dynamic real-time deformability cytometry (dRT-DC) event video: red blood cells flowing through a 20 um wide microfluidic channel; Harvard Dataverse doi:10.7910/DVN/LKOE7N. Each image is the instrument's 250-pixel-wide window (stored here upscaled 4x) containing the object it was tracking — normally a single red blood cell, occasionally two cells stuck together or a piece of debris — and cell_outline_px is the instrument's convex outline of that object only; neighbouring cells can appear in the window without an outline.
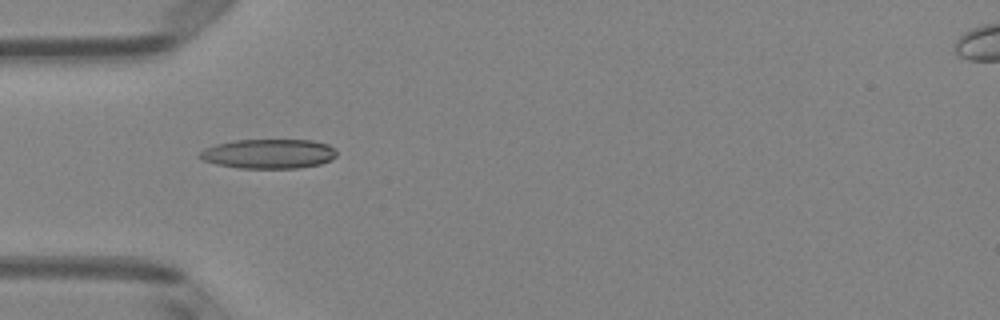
{"species": "Egyptian fruit bat (a non-hibernating species)", "species_latin": "Rousettus aegyptiacus", "temperature_condition": "room temperature", "stored_images_in_passage": 37, "camera_frame_rate_fps": 3000, "um_per_image_px": 0.085, "animal": {"sex": "female"}, "frame": {"image": 1, "passage_image": 3, "time_ms": 0.667, "image_size_px": [1000, 320], "cell_outline_px": [[336, 156], [320, 164], [300, 168], [240, 168], [216, 164], [204, 160], [196, 156], [204, 148], [216, 144], [236, 140], [312, 140], [328, 144], [336, 148]], "centroid_in_image_um": [22.83, 13.07], "position_along_channel_um": 62.2, "area_um2": 23.58}}
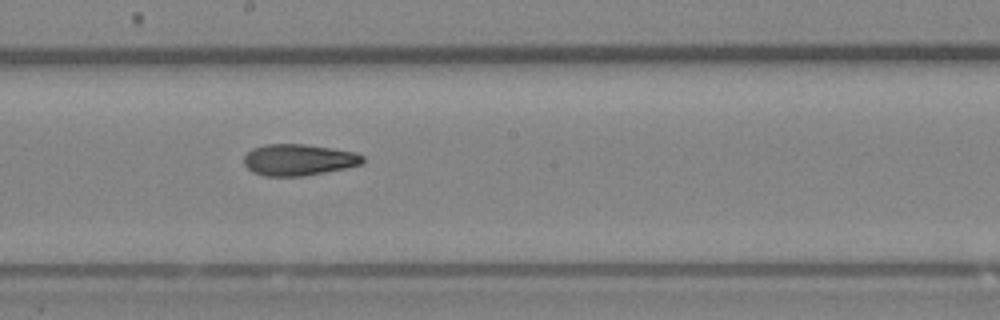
{"frame": {"image": 2, "passage_image": 15, "time_ms": 4.667, "image_size_px": [1000, 320], "cell_outline_px": [[364, 160], [360, 164], [344, 168], [304, 176], [264, 176], [252, 172], [244, 164], [244, 156], [252, 148], [264, 144], [304, 144], [356, 152], [364, 156]], "centroid_in_image_um": [25.35, 13.58], "position_along_channel_um": 222.9, "area_um2": 21.68}}
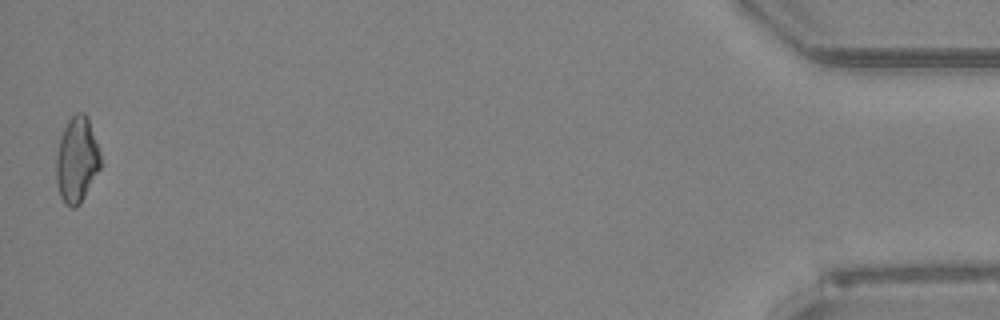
{"frame": {"image": 3, "passage_image": 37, "time_ms": 12.0, "image_size_px": [1000, 320], "cell_outline_px": [[100, 168], [80, 204], [76, 208], [72, 208], [64, 204], [60, 196], [56, 180], [56, 160], [60, 136], [68, 120], [76, 112], [84, 112], [88, 116], [100, 152]], "centroid_in_image_um": [6.52, 13.59], "position_along_channel_um": 428.7, "area_um2": 22.2}, "authors_computed_cell_mechanics": {"area_um2": 21.6172, "velocity_mm_per_s": 4.0657, "shape_relaxation_time_tau1_ms": null, "shape_relaxation_time_tau2_ms": 4.4717, "deformation_change_tau1": null, "deformation_change_tau2": 0.1282}}